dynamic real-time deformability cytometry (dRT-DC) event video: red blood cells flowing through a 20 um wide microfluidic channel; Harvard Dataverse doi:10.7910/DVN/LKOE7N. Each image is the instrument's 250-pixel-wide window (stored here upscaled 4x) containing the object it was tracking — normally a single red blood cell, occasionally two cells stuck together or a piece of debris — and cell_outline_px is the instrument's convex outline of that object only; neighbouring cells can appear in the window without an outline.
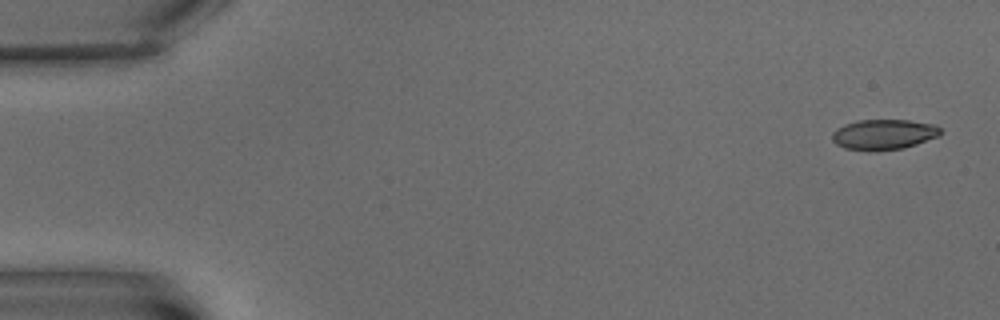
{"species": "common noctule bat (a hibernating species)", "species_latin": "Nyctalus noctula", "temperature_condition": "warm", "stored_images_in_passage": 4, "camera_frame_rate_fps": 3000, "um_per_image_px": 0.085, "animal": {"sex": "male", "body_mass_g": 15.6}, "frame": {"image": 1, "passage_image": 1, "time_ms": 0.0, "image_size_px": [1000, 320], "cell_outline_px": [[940, 136], [904, 148], [868, 152], [844, 148], [836, 144], [832, 140], [832, 132], [836, 128], [844, 124], [860, 120], [908, 120], [936, 124], [940, 128]], "centroid_in_image_um": [75.1, 11.44], "position_along_channel_um": 9.9, "area_um2": 19.42}}